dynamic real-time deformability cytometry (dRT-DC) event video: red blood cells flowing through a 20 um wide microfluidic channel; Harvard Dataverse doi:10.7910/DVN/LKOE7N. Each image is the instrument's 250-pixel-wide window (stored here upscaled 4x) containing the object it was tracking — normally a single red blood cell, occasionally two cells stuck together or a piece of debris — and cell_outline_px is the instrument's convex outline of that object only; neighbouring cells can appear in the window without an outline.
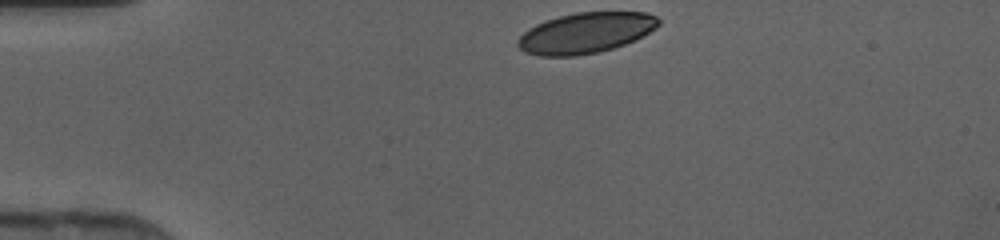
{"species": "human", "species_latin": "Homo sapiens", "temperature_condition": "cold", "stored_images_in_passage": 29, "camera_frame_rate_fps": 3000, "um_per_image_px": 0.085, "donor": {"sex": "female"}, "frame": {"image": 1, "passage_image": 1, "time_ms": 0.0, "image_size_px": [1000, 240], "cell_outline_px": [[660, 24], [656, 28], [644, 36], [624, 44], [600, 52], [576, 56], [540, 56], [524, 52], [516, 44], [516, 40], [528, 28], [536, 24], [560, 16], [576, 12], [648, 12], [656, 16], [660, 20]], "centroid_in_image_um": [49.79, 2.8], "position_along_channel_um": 35.2, "area_um2": 33.47}}
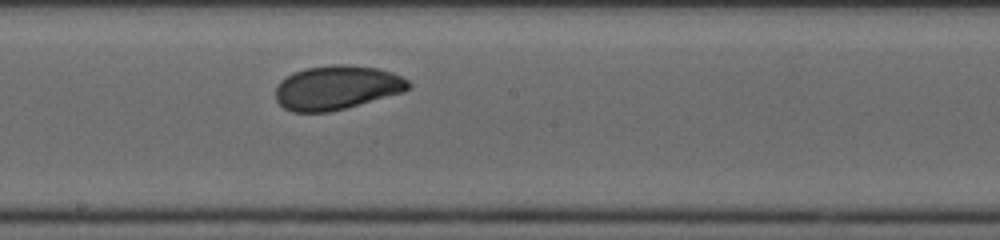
{"frame": {"image": 2, "passage_image": 17, "time_ms": 5.333, "image_size_px": [1000, 240], "cell_outline_px": [[412, 84], [404, 92], [344, 108], [328, 112], [292, 112], [284, 108], [276, 100], [276, 84], [280, 80], [304, 68], [332, 64], [348, 64], [376, 68], [392, 72], [408, 80]], "centroid_in_image_um": [28.61, 7.44], "position_along_channel_um": 219.6, "area_um2": 34.1}}
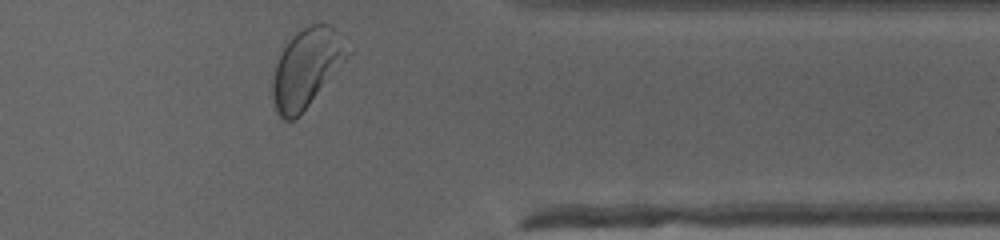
{"frame": {"image": 3, "passage_image": 29, "time_ms": 9.333, "image_size_px": [1000, 240], "cell_outline_px": [[356, 48], [300, 116], [292, 120], [284, 120], [276, 112], [272, 96], [272, 80], [276, 64], [284, 48], [292, 36], [304, 28], [312, 24], [328, 24]], "centroid_in_image_um": [26.11, 5.78], "position_along_channel_um": 385.3, "area_um2": 34.56}}